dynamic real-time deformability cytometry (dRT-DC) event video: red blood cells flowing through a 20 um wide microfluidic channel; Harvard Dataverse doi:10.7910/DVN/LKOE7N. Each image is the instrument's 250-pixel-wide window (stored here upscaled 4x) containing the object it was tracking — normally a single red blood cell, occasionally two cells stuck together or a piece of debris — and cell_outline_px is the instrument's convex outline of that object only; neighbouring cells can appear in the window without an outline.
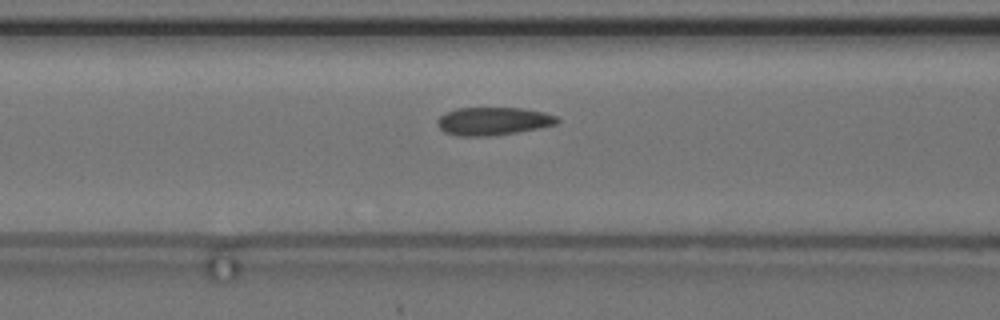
{"species": "common noctule bat (a hibernating species)", "species_latin": "Nyctalus noctula", "temperature_condition": "cold", "stored_images_in_passage": 31, "camera_frame_rate_fps": 3000, "um_per_image_px": 0.085, "animal": {"sex": "female", "body_mass_g": 24.6, "forearm_length_mm": 56.2}, "frame": {"image": 1, "passage_image": 9, "time_ms": 2.667, "image_size_px": [1000, 320], "cell_outline_px": [[560, 120], [556, 124], [540, 128], [492, 136], [456, 136], [444, 132], [440, 128], [436, 120], [444, 112], [456, 108], [524, 108], [544, 112], [556, 116]], "centroid_in_image_um": [41.9, 10.3], "position_along_channel_um": 124.7, "area_um2": 19.71}, "authors_computed_cell_mechanics": {"area_um2": 19.5942, "velocity_mm_per_s": 3.6384, "shape_relaxation_time_tau1_ms": null, "shape_relaxation_time_tau2_ms": 1.5755, "deformation_change_tau1": null, "deformation_change_tau2": 0.0744}}